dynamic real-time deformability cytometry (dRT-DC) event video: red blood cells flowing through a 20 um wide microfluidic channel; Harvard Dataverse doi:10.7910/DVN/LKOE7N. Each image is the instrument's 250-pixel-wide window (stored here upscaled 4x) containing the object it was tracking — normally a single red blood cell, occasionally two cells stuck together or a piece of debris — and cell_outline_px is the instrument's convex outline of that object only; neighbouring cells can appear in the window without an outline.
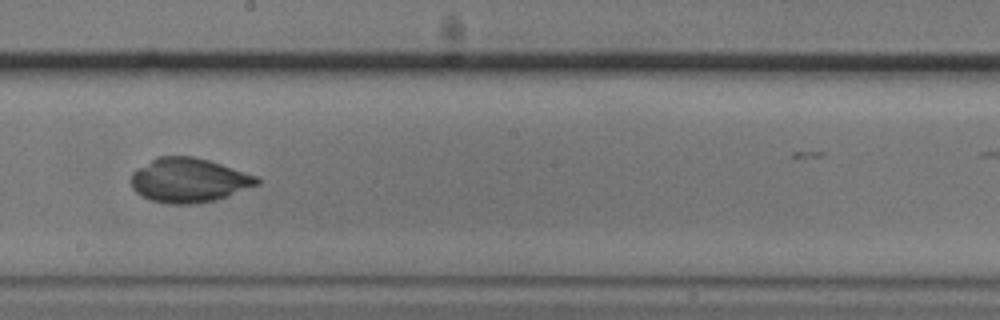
{"species": "common noctule bat (a hibernating species)", "species_latin": "Nyctalus noctula", "temperature_condition": "cold", "stored_images_in_passage": 25, "camera_frame_rate_fps": 3000, "um_per_image_px": 0.085, "animal": {"sex": "male", "body_mass_g": 20.5, "forearm_length_mm": 52.5}, "frame": {"image": 1, "passage_image": 16, "time_ms": 5.0, "image_size_px": [1000, 320], "cell_outline_px": [[260, 184], [216, 200], [196, 204], [168, 204], [148, 200], [136, 192], [132, 188], [132, 172], [156, 156], [192, 156], [208, 160], [256, 176], [260, 180]], "centroid_in_image_um": [16.02, 15.33], "position_along_channel_um": 232.2, "area_um2": 32.48}}
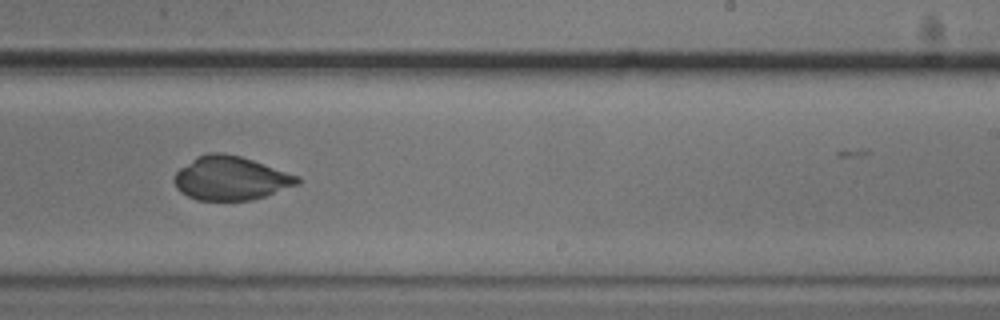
{"frame": {"image": 2, "passage_image": 19, "time_ms": 6.0, "image_size_px": [1000, 320], "cell_outline_px": [[300, 184], [252, 200], [196, 200], [180, 192], [176, 188], [176, 172], [180, 168], [196, 156], [208, 152], [224, 152], [240, 156], [300, 176]], "centroid_in_image_um": [19.62, 15.14], "position_along_channel_um": 269.4, "area_um2": 31.33}}
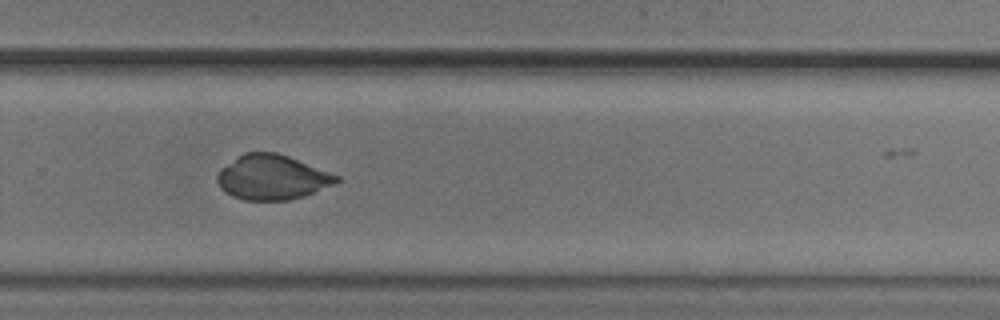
{"frame": {"image": 3, "passage_image": 22, "time_ms": 7.0, "image_size_px": [1000, 320], "cell_outline_px": [[340, 180], [336, 184], [304, 196], [288, 200], [244, 200], [232, 196], [224, 192], [220, 188], [216, 180], [216, 176], [220, 168], [244, 152], [276, 152], [288, 156], [340, 176]], "centroid_in_image_um": [23.11, 15.07], "position_along_channel_um": 306.7, "area_um2": 31.27}}